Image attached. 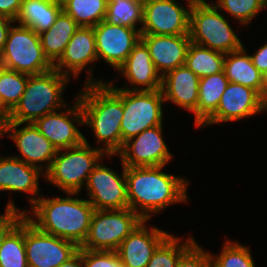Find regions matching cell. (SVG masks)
Segmentation results:
<instances>
[{
  "mask_svg": "<svg viewBox=\"0 0 267 267\" xmlns=\"http://www.w3.org/2000/svg\"><path fill=\"white\" fill-rule=\"evenodd\" d=\"M0 66L27 75L45 73L54 68L44 54L40 35L22 25L10 27L0 53Z\"/></svg>",
  "mask_w": 267,
  "mask_h": 267,
  "instance_id": "cell-7",
  "label": "cell"
},
{
  "mask_svg": "<svg viewBox=\"0 0 267 267\" xmlns=\"http://www.w3.org/2000/svg\"><path fill=\"white\" fill-rule=\"evenodd\" d=\"M70 117V119H69ZM72 118V119H71ZM84 124L83 111L80 101L76 98L73 108L64 113L52 112L38 119L34 125L40 133L49 140L57 151L75 147L84 142V136L73 122Z\"/></svg>",
  "mask_w": 267,
  "mask_h": 267,
  "instance_id": "cell-16",
  "label": "cell"
},
{
  "mask_svg": "<svg viewBox=\"0 0 267 267\" xmlns=\"http://www.w3.org/2000/svg\"><path fill=\"white\" fill-rule=\"evenodd\" d=\"M65 151L61 155L57 151L44 176L66 193H79L82 185L86 184L84 181L87 182L99 159L106 153L102 148L91 149L86 138L82 144Z\"/></svg>",
  "mask_w": 267,
  "mask_h": 267,
  "instance_id": "cell-6",
  "label": "cell"
},
{
  "mask_svg": "<svg viewBox=\"0 0 267 267\" xmlns=\"http://www.w3.org/2000/svg\"><path fill=\"white\" fill-rule=\"evenodd\" d=\"M143 220L116 250L125 267H146L157 247L170 235L156 227L148 231Z\"/></svg>",
  "mask_w": 267,
  "mask_h": 267,
  "instance_id": "cell-18",
  "label": "cell"
},
{
  "mask_svg": "<svg viewBox=\"0 0 267 267\" xmlns=\"http://www.w3.org/2000/svg\"><path fill=\"white\" fill-rule=\"evenodd\" d=\"M29 75L0 66V98L11 112L25 91Z\"/></svg>",
  "mask_w": 267,
  "mask_h": 267,
  "instance_id": "cell-32",
  "label": "cell"
},
{
  "mask_svg": "<svg viewBox=\"0 0 267 267\" xmlns=\"http://www.w3.org/2000/svg\"><path fill=\"white\" fill-rule=\"evenodd\" d=\"M216 7L225 9L242 24H248L262 8L267 7V0H217Z\"/></svg>",
  "mask_w": 267,
  "mask_h": 267,
  "instance_id": "cell-35",
  "label": "cell"
},
{
  "mask_svg": "<svg viewBox=\"0 0 267 267\" xmlns=\"http://www.w3.org/2000/svg\"><path fill=\"white\" fill-rule=\"evenodd\" d=\"M229 80L224 71L199 79L197 127H200L216 110Z\"/></svg>",
  "mask_w": 267,
  "mask_h": 267,
  "instance_id": "cell-27",
  "label": "cell"
},
{
  "mask_svg": "<svg viewBox=\"0 0 267 267\" xmlns=\"http://www.w3.org/2000/svg\"><path fill=\"white\" fill-rule=\"evenodd\" d=\"M96 60L98 57L93 27H79L67 43L63 55L54 64V69L68 77V72L77 77L86 65ZM63 66L66 70H62Z\"/></svg>",
  "mask_w": 267,
  "mask_h": 267,
  "instance_id": "cell-21",
  "label": "cell"
},
{
  "mask_svg": "<svg viewBox=\"0 0 267 267\" xmlns=\"http://www.w3.org/2000/svg\"><path fill=\"white\" fill-rule=\"evenodd\" d=\"M212 267H255L249 248L227 241L222 253L214 258L210 254Z\"/></svg>",
  "mask_w": 267,
  "mask_h": 267,
  "instance_id": "cell-34",
  "label": "cell"
},
{
  "mask_svg": "<svg viewBox=\"0 0 267 267\" xmlns=\"http://www.w3.org/2000/svg\"><path fill=\"white\" fill-rule=\"evenodd\" d=\"M14 206L11 201L6 206V212L4 215H0V247L3 244L7 235L21 222L26 216V211H20Z\"/></svg>",
  "mask_w": 267,
  "mask_h": 267,
  "instance_id": "cell-38",
  "label": "cell"
},
{
  "mask_svg": "<svg viewBox=\"0 0 267 267\" xmlns=\"http://www.w3.org/2000/svg\"><path fill=\"white\" fill-rule=\"evenodd\" d=\"M117 70H120L132 85L134 84L133 89L125 87L119 89L145 91L161 89L162 76L159 75L152 62L149 49L141 39ZM138 85L145 86V88L139 89Z\"/></svg>",
  "mask_w": 267,
  "mask_h": 267,
  "instance_id": "cell-22",
  "label": "cell"
},
{
  "mask_svg": "<svg viewBox=\"0 0 267 267\" xmlns=\"http://www.w3.org/2000/svg\"><path fill=\"white\" fill-rule=\"evenodd\" d=\"M3 121L0 119V137L3 135Z\"/></svg>",
  "mask_w": 267,
  "mask_h": 267,
  "instance_id": "cell-45",
  "label": "cell"
},
{
  "mask_svg": "<svg viewBox=\"0 0 267 267\" xmlns=\"http://www.w3.org/2000/svg\"><path fill=\"white\" fill-rule=\"evenodd\" d=\"M105 20L112 25L136 28L143 22V0H108Z\"/></svg>",
  "mask_w": 267,
  "mask_h": 267,
  "instance_id": "cell-31",
  "label": "cell"
},
{
  "mask_svg": "<svg viewBox=\"0 0 267 267\" xmlns=\"http://www.w3.org/2000/svg\"><path fill=\"white\" fill-rule=\"evenodd\" d=\"M190 10L189 37L191 42L209 49L230 53L240 49L241 43L224 15L212 3L188 0Z\"/></svg>",
  "mask_w": 267,
  "mask_h": 267,
  "instance_id": "cell-5",
  "label": "cell"
},
{
  "mask_svg": "<svg viewBox=\"0 0 267 267\" xmlns=\"http://www.w3.org/2000/svg\"><path fill=\"white\" fill-rule=\"evenodd\" d=\"M68 78L54 68L45 73L29 75L20 101L4 122L35 123L46 114L55 112L56 108H63L62 92Z\"/></svg>",
  "mask_w": 267,
  "mask_h": 267,
  "instance_id": "cell-4",
  "label": "cell"
},
{
  "mask_svg": "<svg viewBox=\"0 0 267 267\" xmlns=\"http://www.w3.org/2000/svg\"><path fill=\"white\" fill-rule=\"evenodd\" d=\"M67 194L70 197L29 198L38 222L27 214L26 217L40 231L72 241L80 247L87 237L95 209L87 199L71 198L77 193Z\"/></svg>",
  "mask_w": 267,
  "mask_h": 267,
  "instance_id": "cell-3",
  "label": "cell"
},
{
  "mask_svg": "<svg viewBox=\"0 0 267 267\" xmlns=\"http://www.w3.org/2000/svg\"><path fill=\"white\" fill-rule=\"evenodd\" d=\"M86 186L89 202L95 210L129 208L124 165L122 176H118L109 167L99 163L88 176Z\"/></svg>",
  "mask_w": 267,
  "mask_h": 267,
  "instance_id": "cell-12",
  "label": "cell"
},
{
  "mask_svg": "<svg viewBox=\"0 0 267 267\" xmlns=\"http://www.w3.org/2000/svg\"><path fill=\"white\" fill-rule=\"evenodd\" d=\"M267 109V101L254 89L229 82L217 110L201 125L240 120Z\"/></svg>",
  "mask_w": 267,
  "mask_h": 267,
  "instance_id": "cell-15",
  "label": "cell"
},
{
  "mask_svg": "<svg viewBox=\"0 0 267 267\" xmlns=\"http://www.w3.org/2000/svg\"><path fill=\"white\" fill-rule=\"evenodd\" d=\"M162 91L123 90L121 149L124 142L146 129L162 125Z\"/></svg>",
  "mask_w": 267,
  "mask_h": 267,
  "instance_id": "cell-9",
  "label": "cell"
},
{
  "mask_svg": "<svg viewBox=\"0 0 267 267\" xmlns=\"http://www.w3.org/2000/svg\"><path fill=\"white\" fill-rule=\"evenodd\" d=\"M57 6L63 9L71 0H52Z\"/></svg>",
  "mask_w": 267,
  "mask_h": 267,
  "instance_id": "cell-44",
  "label": "cell"
},
{
  "mask_svg": "<svg viewBox=\"0 0 267 267\" xmlns=\"http://www.w3.org/2000/svg\"><path fill=\"white\" fill-rule=\"evenodd\" d=\"M14 22V20L6 16L0 15V53L2 52L6 43L7 34L11 27V24Z\"/></svg>",
  "mask_w": 267,
  "mask_h": 267,
  "instance_id": "cell-41",
  "label": "cell"
},
{
  "mask_svg": "<svg viewBox=\"0 0 267 267\" xmlns=\"http://www.w3.org/2000/svg\"><path fill=\"white\" fill-rule=\"evenodd\" d=\"M21 3L22 0H0V15L15 21L19 14Z\"/></svg>",
  "mask_w": 267,
  "mask_h": 267,
  "instance_id": "cell-39",
  "label": "cell"
},
{
  "mask_svg": "<svg viewBox=\"0 0 267 267\" xmlns=\"http://www.w3.org/2000/svg\"><path fill=\"white\" fill-rule=\"evenodd\" d=\"M223 71L231 83L241 84L256 90L267 101L264 75L254 66L244 46L225 54Z\"/></svg>",
  "mask_w": 267,
  "mask_h": 267,
  "instance_id": "cell-24",
  "label": "cell"
},
{
  "mask_svg": "<svg viewBox=\"0 0 267 267\" xmlns=\"http://www.w3.org/2000/svg\"><path fill=\"white\" fill-rule=\"evenodd\" d=\"M143 219L130 208L95 210L87 237L79 247L93 251H116Z\"/></svg>",
  "mask_w": 267,
  "mask_h": 267,
  "instance_id": "cell-8",
  "label": "cell"
},
{
  "mask_svg": "<svg viewBox=\"0 0 267 267\" xmlns=\"http://www.w3.org/2000/svg\"><path fill=\"white\" fill-rule=\"evenodd\" d=\"M43 172L18 156L0 157V191H24L38 195L39 174Z\"/></svg>",
  "mask_w": 267,
  "mask_h": 267,
  "instance_id": "cell-23",
  "label": "cell"
},
{
  "mask_svg": "<svg viewBox=\"0 0 267 267\" xmlns=\"http://www.w3.org/2000/svg\"><path fill=\"white\" fill-rule=\"evenodd\" d=\"M163 167H125L129 208L143 220H149L150 213H158L173 203L187 201L188 182L161 172Z\"/></svg>",
  "mask_w": 267,
  "mask_h": 267,
  "instance_id": "cell-1",
  "label": "cell"
},
{
  "mask_svg": "<svg viewBox=\"0 0 267 267\" xmlns=\"http://www.w3.org/2000/svg\"><path fill=\"white\" fill-rule=\"evenodd\" d=\"M97 57L118 69L127 59L134 46L141 39V32L135 28L112 25L106 20L93 27Z\"/></svg>",
  "mask_w": 267,
  "mask_h": 267,
  "instance_id": "cell-14",
  "label": "cell"
},
{
  "mask_svg": "<svg viewBox=\"0 0 267 267\" xmlns=\"http://www.w3.org/2000/svg\"><path fill=\"white\" fill-rule=\"evenodd\" d=\"M225 53L190 43L185 65L199 78L223 72Z\"/></svg>",
  "mask_w": 267,
  "mask_h": 267,
  "instance_id": "cell-28",
  "label": "cell"
},
{
  "mask_svg": "<svg viewBox=\"0 0 267 267\" xmlns=\"http://www.w3.org/2000/svg\"><path fill=\"white\" fill-rule=\"evenodd\" d=\"M162 125L146 129L124 142L117 153L125 167L165 166L172 158L162 138ZM132 152V153H131Z\"/></svg>",
  "mask_w": 267,
  "mask_h": 267,
  "instance_id": "cell-13",
  "label": "cell"
},
{
  "mask_svg": "<svg viewBox=\"0 0 267 267\" xmlns=\"http://www.w3.org/2000/svg\"><path fill=\"white\" fill-rule=\"evenodd\" d=\"M108 0H71L62 10L80 27H94L105 20Z\"/></svg>",
  "mask_w": 267,
  "mask_h": 267,
  "instance_id": "cell-29",
  "label": "cell"
},
{
  "mask_svg": "<svg viewBox=\"0 0 267 267\" xmlns=\"http://www.w3.org/2000/svg\"><path fill=\"white\" fill-rule=\"evenodd\" d=\"M194 2H204V0H192Z\"/></svg>",
  "mask_w": 267,
  "mask_h": 267,
  "instance_id": "cell-47",
  "label": "cell"
},
{
  "mask_svg": "<svg viewBox=\"0 0 267 267\" xmlns=\"http://www.w3.org/2000/svg\"><path fill=\"white\" fill-rule=\"evenodd\" d=\"M84 267H125L116 251L83 249Z\"/></svg>",
  "mask_w": 267,
  "mask_h": 267,
  "instance_id": "cell-36",
  "label": "cell"
},
{
  "mask_svg": "<svg viewBox=\"0 0 267 267\" xmlns=\"http://www.w3.org/2000/svg\"><path fill=\"white\" fill-rule=\"evenodd\" d=\"M61 11L52 0H22L15 21L40 34L52 26Z\"/></svg>",
  "mask_w": 267,
  "mask_h": 267,
  "instance_id": "cell-26",
  "label": "cell"
},
{
  "mask_svg": "<svg viewBox=\"0 0 267 267\" xmlns=\"http://www.w3.org/2000/svg\"><path fill=\"white\" fill-rule=\"evenodd\" d=\"M141 40L149 49L152 62L161 76L185 65L191 43L189 35L141 34Z\"/></svg>",
  "mask_w": 267,
  "mask_h": 267,
  "instance_id": "cell-19",
  "label": "cell"
},
{
  "mask_svg": "<svg viewBox=\"0 0 267 267\" xmlns=\"http://www.w3.org/2000/svg\"><path fill=\"white\" fill-rule=\"evenodd\" d=\"M20 125L22 123L4 122L3 134L8 133V131H14L10 133V137L14 140L19 152L23 156L20 160L40 169H43L44 166L36 165L37 162L47 161L46 172L57 154V149L40 133L34 123H27L25 127L17 129Z\"/></svg>",
  "mask_w": 267,
  "mask_h": 267,
  "instance_id": "cell-17",
  "label": "cell"
},
{
  "mask_svg": "<svg viewBox=\"0 0 267 267\" xmlns=\"http://www.w3.org/2000/svg\"><path fill=\"white\" fill-rule=\"evenodd\" d=\"M0 267H29L24 242V218L0 247Z\"/></svg>",
  "mask_w": 267,
  "mask_h": 267,
  "instance_id": "cell-30",
  "label": "cell"
},
{
  "mask_svg": "<svg viewBox=\"0 0 267 267\" xmlns=\"http://www.w3.org/2000/svg\"><path fill=\"white\" fill-rule=\"evenodd\" d=\"M250 58L254 66L265 76L267 73V44L261 46Z\"/></svg>",
  "mask_w": 267,
  "mask_h": 267,
  "instance_id": "cell-40",
  "label": "cell"
},
{
  "mask_svg": "<svg viewBox=\"0 0 267 267\" xmlns=\"http://www.w3.org/2000/svg\"><path fill=\"white\" fill-rule=\"evenodd\" d=\"M190 11L174 0H143L141 34L189 35Z\"/></svg>",
  "mask_w": 267,
  "mask_h": 267,
  "instance_id": "cell-11",
  "label": "cell"
},
{
  "mask_svg": "<svg viewBox=\"0 0 267 267\" xmlns=\"http://www.w3.org/2000/svg\"><path fill=\"white\" fill-rule=\"evenodd\" d=\"M58 267H84L83 249L79 248L72 257H70L66 262H63Z\"/></svg>",
  "mask_w": 267,
  "mask_h": 267,
  "instance_id": "cell-42",
  "label": "cell"
},
{
  "mask_svg": "<svg viewBox=\"0 0 267 267\" xmlns=\"http://www.w3.org/2000/svg\"><path fill=\"white\" fill-rule=\"evenodd\" d=\"M171 234L157 247L146 267H176L180 256L195 242L190 236L182 245Z\"/></svg>",
  "mask_w": 267,
  "mask_h": 267,
  "instance_id": "cell-33",
  "label": "cell"
},
{
  "mask_svg": "<svg viewBox=\"0 0 267 267\" xmlns=\"http://www.w3.org/2000/svg\"><path fill=\"white\" fill-rule=\"evenodd\" d=\"M24 242L29 267H58L79 249L72 241L40 231L26 216Z\"/></svg>",
  "mask_w": 267,
  "mask_h": 267,
  "instance_id": "cell-10",
  "label": "cell"
},
{
  "mask_svg": "<svg viewBox=\"0 0 267 267\" xmlns=\"http://www.w3.org/2000/svg\"><path fill=\"white\" fill-rule=\"evenodd\" d=\"M199 79L186 65H182L162 76L160 89L165 101H171L195 113L196 126Z\"/></svg>",
  "mask_w": 267,
  "mask_h": 267,
  "instance_id": "cell-20",
  "label": "cell"
},
{
  "mask_svg": "<svg viewBox=\"0 0 267 267\" xmlns=\"http://www.w3.org/2000/svg\"><path fill=\"white\" fill-rule=\"evenodd\" d=\"M85 90L77 97L83 111L84 124L89 125L98 143L104 142L103 151L114 155L121 150V121L123 118V89L112 83L86 80Z\"/></svg>",
  "mask_w": 267,
  "mask_h": 267,
  "instance_id": "cell-2",
  "label": "cell"
},
{
  "mask_svg": "<svg viewBox=\"0 0 267 267\" xmlns=\"http://www.w3.org/2000/svg\"><path fill=\"white\" fill-rule=\"evenodd\" d=\"M264 80H265V85H266V89H267V73H266V75L264 76Z\"/></svg>",
  "mask_w": 267,
  "mask_h": 267,
  "instance_id": "cell-46",
  "label": "cell"
},
{
  "mask_svg": "<svg viewBox=\"0 0 267 267\" xmlns=\"http://www.w3.org/2000/svg\"><path fill=\"white\" fill-rule=\"evenodd\" d=\"M176 267H212L210 253L194 242L181 256Z\"/></svg>",
  "mask_w": 267,
  "mask_h": 267,
  "instance_id": "cell-37",
  "label": "cell"
},
{
  "mask_svg": "<svg viewBox=\"0 0 267 267\" xmlns=\"http://www.w3.org/2000/svg\"><path fill=\"white\" fill-rule=\"evenodd\" d=\"M10 112L3 106L2 100L0 98V119L4 122L7 121Z\"/></svg>",
  "mask_w": 267,
  "mask_h": 267,
  "instance_id": "cell-43",
  "label": "cell"
},
{
  "mask_svg": "<svg viewBox=\"0 0 267 267\" xmlns=\"http://www.w3.org/2000/svg\"><path fill=\"white\" fill-rule=\"evenodd\" d=\"M79 27L75 20L62 10L52 26L39 34L44 54L53 65L63 55L67 43Z\"/></svg>",
  "mask_w": 267,
  "mask_h": 267,
  "instance_id": "cell-25",
  "label": "cell"
}]
</instances>
